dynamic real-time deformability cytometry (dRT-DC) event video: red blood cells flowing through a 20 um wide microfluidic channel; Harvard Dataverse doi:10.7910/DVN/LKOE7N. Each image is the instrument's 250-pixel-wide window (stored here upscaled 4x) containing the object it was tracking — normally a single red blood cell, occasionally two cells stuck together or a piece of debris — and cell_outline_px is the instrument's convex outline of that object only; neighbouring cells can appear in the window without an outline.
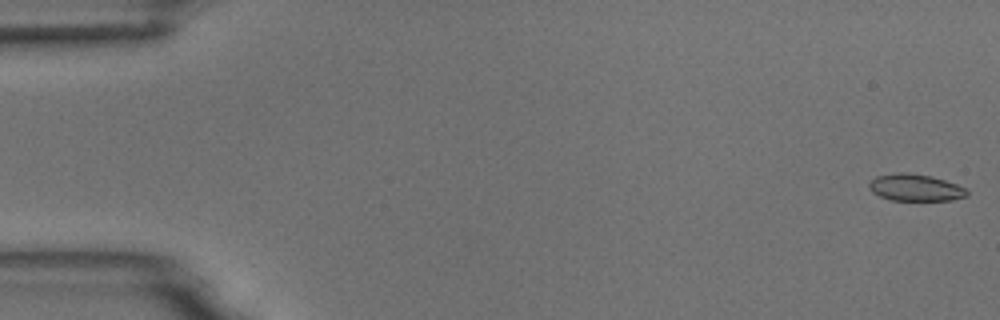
{"species": "common noctule bat (a hibernating species)", "species_latin": "Nyctalus noctula", "temperature_condition": "room temperature", "stored_images_in_passage": 55, "camera_frame_rate_fps": 3000, "um_per_image_px": 0.085, "animal": {"sex": "male", "body_mass_g": 18.8}, "frame": {"image": 1, "passage_image": 1, "time_ms": 0.0, "image_size_px": [1000, 320], "cell_outline_px": [[968, 196], [952, 200], [892, 200], [880, 196], [872, 192], [868, 188], [868, 184], [876, 176], [900, 172], [904, 172], [932, 176], [956, 184], [964, 188], [968, 192]], "centroid_in_image_um": [77.79, 15.94], "position_along_channel_um": 7.2, "area_um2": 15.26}}
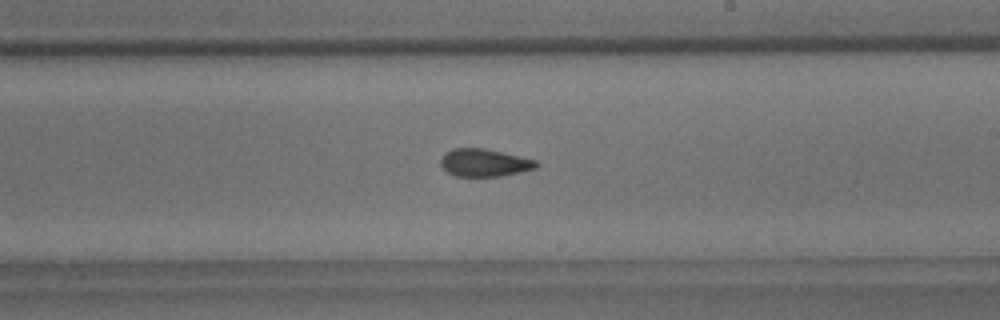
{"frame": {"image": 2, "passage_image": 32, "time_ms": 10.333, "image_size_px": [1000, 320], "cell_outline_px": [[540, 164], [536, 168], [520, 172], [500, 176], [456, 176], [448, 172], [440, 164], [440, 160], [444, 152], [452, 148], [484, 148], [536, 160]], "centroid_in_image_um": [41.16, 13.82], "position_along_channel_um": 247.8, "area_um2": 15.37}}
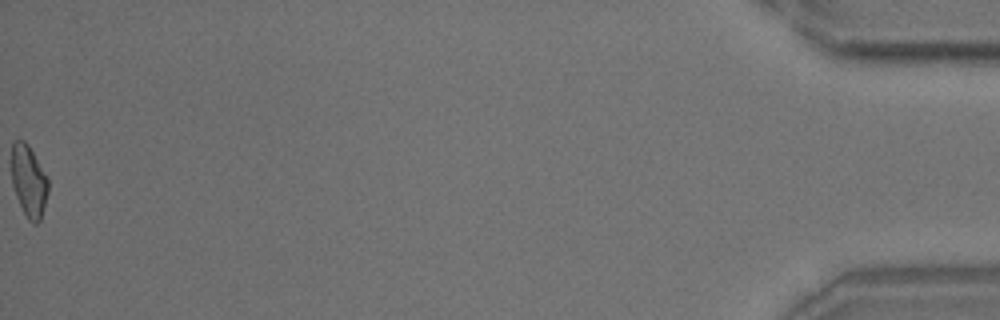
{"frame": {"image": 3, "passage_image": 55, "time_ms": 18.0, "image_size_px": [1000, 320], "cell_outline_px": [[48, 192], [40, 220], [36, 224], [32, 224], [28, 220], [16, 196], [12, 184], [12, 140], [24, 140], [28, 144], [48, 180]], "centroid_in_image_um": [2.43, 15.39], "position_along_channel_um": 432.8, "area_um2": 15.09}, "authors_computed_cell_mechanics": {"area_um2": 15.7216, "velocity_mm_per_s": 3.7313, "shape_relaxation_time_tau1_ms": null, "shape_relaxation_time_tau2_ms": 2.6714, "deformation_change_tau1": null, "deformation_change_tau2": 0.069}}